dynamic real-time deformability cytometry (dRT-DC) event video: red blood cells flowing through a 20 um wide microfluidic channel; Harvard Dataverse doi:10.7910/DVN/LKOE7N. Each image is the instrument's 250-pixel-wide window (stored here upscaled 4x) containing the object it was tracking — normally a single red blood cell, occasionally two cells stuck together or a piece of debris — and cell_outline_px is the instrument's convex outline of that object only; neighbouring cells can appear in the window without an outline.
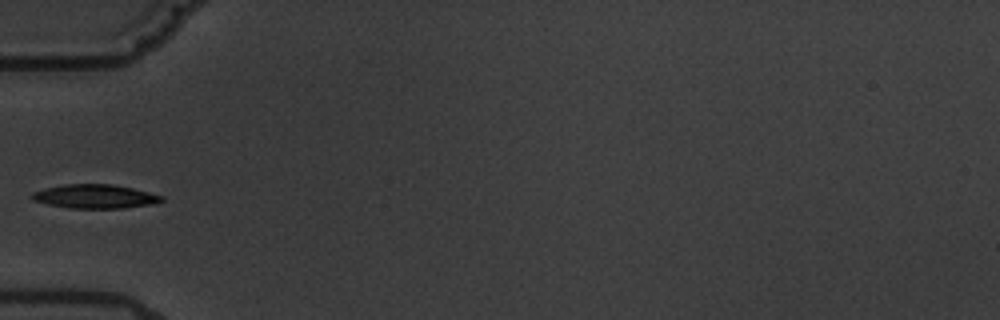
{"species": "common noctule bat (a hibernating species)", "species_latin": "Nyctalus noctula", "temperature_condition": "warm", "stored_images_in_passage": 7, "camera_frame_rate_fps": 3000, "um_per_image_px": 0.085, "animal": {"sex": "male", "body_mass_g": 19.5, "forearm_length_mm": 54.6}, "frame": {"image": 1, "passage_image": 7, "time_ms": 7.0, "image_size_px": [1000, 320], "cell_outline_px": [[164, 200], [152, 204], [124, 208], [68, 208], [48, 204], [32, 200], [28, 196], [32, 192], [64, 184], [112, 184], [132, 188], [164, 196]], "centroid_in_image_um": [8.06, 16.7], "position_along_channel_um": 76.9, "area_um2": 18.03}}